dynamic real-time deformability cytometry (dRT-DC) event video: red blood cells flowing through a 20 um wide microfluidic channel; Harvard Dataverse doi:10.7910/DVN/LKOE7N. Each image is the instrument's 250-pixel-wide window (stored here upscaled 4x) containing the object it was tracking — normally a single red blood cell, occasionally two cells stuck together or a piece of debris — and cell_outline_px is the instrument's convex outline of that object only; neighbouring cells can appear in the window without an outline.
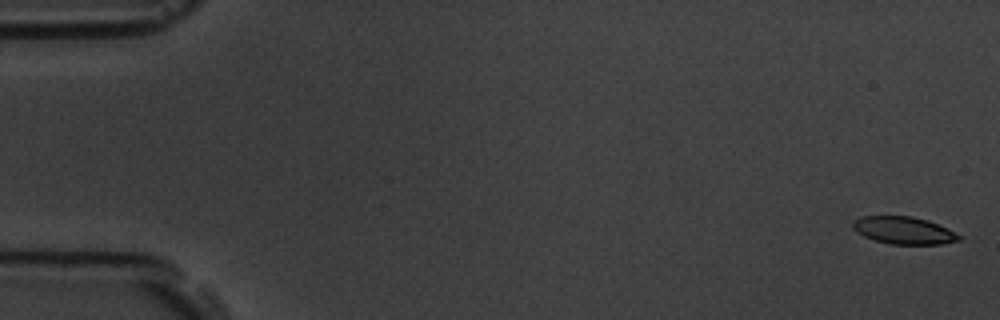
{"species": "common noctule bat (a hibernating species)", "species_latin": "Nyctalus noctula", "temperature_condition": "room temperature", "stored_images_in_passage": 6, "camera_frame_rate_fps": 3000, "um_per_image_px": 0.085, "animal": {"sex": "male", "body_mass_g": 19.5, "forearm_length_mm": 54.6}, "frame": {"image": 1, "passage_image": 1, "time_ms": 0.0, "image_size_px": [1000, 320], "cell_outline_px": [[960, 240], [940, 244], [888, 244], [864, 236], [856, 232], [852, 228], [852, 220], [860, 216], [912, 216], [928, 220], [960, 236]], "centroid_in_image_um": [76.73, 19.57], "position_along_channel_um": 8.3, "area_um2": 16.76}}